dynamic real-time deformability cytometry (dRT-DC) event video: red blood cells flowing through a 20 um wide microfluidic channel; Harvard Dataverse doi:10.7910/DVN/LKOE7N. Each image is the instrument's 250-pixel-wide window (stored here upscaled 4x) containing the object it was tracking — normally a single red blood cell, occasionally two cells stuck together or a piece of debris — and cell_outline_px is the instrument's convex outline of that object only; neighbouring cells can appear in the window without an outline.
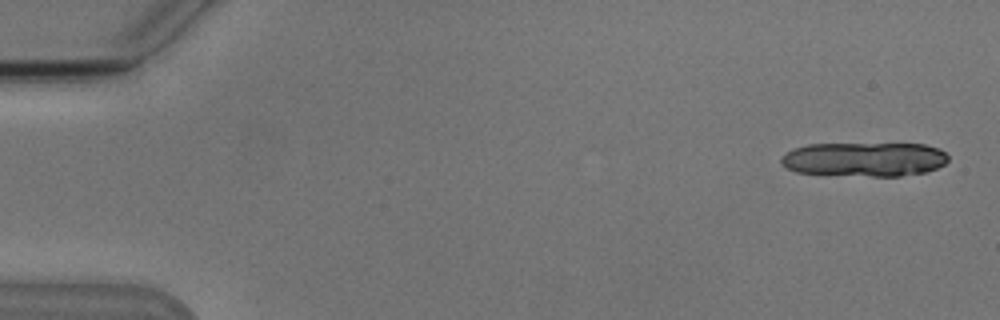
{"species": "Egyptian fruit bat (a non-hibernating species)", "species_latin": "Rousettus aegyptiacus", "temperature_condition": "cold", "stored_images_in_passage": 6, "camera_frame_rate_fps": 3000, "um_per_image_px": 0.085, "animal": {"sex": "male"}, "frame": {"image": 1, "passage_image": 1, "time_ms": 0.0, "image_size_px": [1000, 320], "cell_outline_px": [[948, 160], [944, 164], [936, 168], [924, 172], [900, 176], [872, 176], [796, 172], [780, 164], [780, 160], [792, 148], [808, 144], [924, 144], [940, 148], [948, 156]], "centroid_in_image_um": [73.49, 13.53], "position_along_channel_um": 11.5, "area_um2": 33.18}}